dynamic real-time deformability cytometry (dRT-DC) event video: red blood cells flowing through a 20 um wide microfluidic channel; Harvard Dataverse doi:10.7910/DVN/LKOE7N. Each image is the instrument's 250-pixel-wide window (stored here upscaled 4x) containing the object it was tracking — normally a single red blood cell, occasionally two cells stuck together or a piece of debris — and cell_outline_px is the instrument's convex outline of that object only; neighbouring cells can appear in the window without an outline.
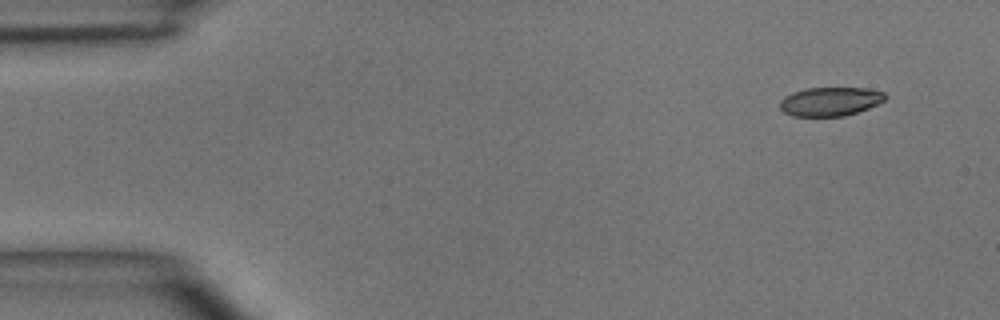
{"species": "common noctule bat (a hibernating species)", "species_latin": "Nyctalus noctula", "temperature_condition": "room temperature", "stored_images_in_passage": 3, "camera_frame_rate_fps": 3000, "um_per_image_px": 0.085, "animal": {"sex": "male", "body_mass_g": 15.6}, "frame": {"image": 1, "passage_image": 1, "time_ms": 0.0, "image_size_px": [1000, 320], "cell_outline_px": [[888, 96], [884, 100], [868, 108], [844, 116], [792, 116], [784, 112], [780, 108], [780, 100], [784, 96], [792, 92], [804, 88], [868, 88], [884, 92]], "centroid_in_image_um": [70.55, 8.62], "position_along_channel_um": 14.5, "area_um2": 17.74}}